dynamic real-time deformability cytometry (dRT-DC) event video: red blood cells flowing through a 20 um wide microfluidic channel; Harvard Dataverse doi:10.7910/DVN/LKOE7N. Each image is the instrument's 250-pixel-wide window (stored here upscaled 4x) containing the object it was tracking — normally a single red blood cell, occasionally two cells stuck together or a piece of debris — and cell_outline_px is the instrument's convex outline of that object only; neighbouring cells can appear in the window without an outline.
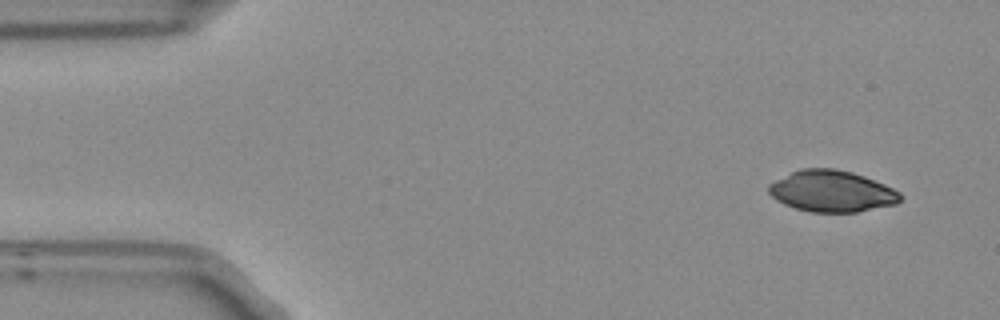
{"species": "Egyptian fruit bat (a non-hibernating species)", "species_latin": "Rousettus aegyptiacus", "temperature_condition": "room temperature", "stored_images_in_passage": 4, "camera_frame_rate_fps": 3000, "um_per_image_px": 0.085, "frame": {"image": 1, "passage_image": 1, "time_ms": 0.0, "image_size_px": [1000, 320], "cell_outline_px": [[900, 200], [896, 204], [856, 212], [812, 212], [796, 208], [784, 204], [776, 200], [768, 192], [768, 184], [800, 168], [832, 168], [852, 172], [864, 176], [884, 184], [900, 192]], "centroid_in_image_um": [70.69, 16.25], "position_along_channel_um": 14.3, "area_um2": 31.56}}
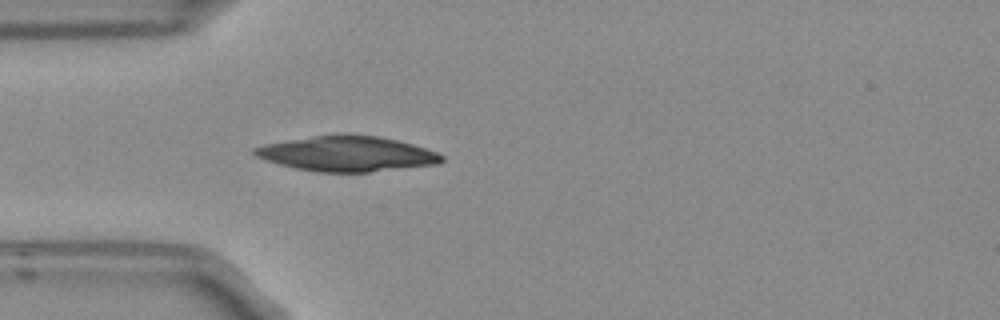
{"frame": {"image": 2, "passage_image": 4, "time_ms": 1.0, "image_size_px": [1000, 320], "cell_outline_px": [[444, 160], [440, 164], [368, 172], [316, 172], [296, 168], [280, 164], [256, 156], [252, 152], [252, 148], [264, 144], [316, 136], [344, 132], [380, 136], [412, 144], [436, 152], [444, 156]], "centroid_in_image_um": [29.53, 13.06], "position_along_channel_um": 55.5, "area_um2": 38.49}}